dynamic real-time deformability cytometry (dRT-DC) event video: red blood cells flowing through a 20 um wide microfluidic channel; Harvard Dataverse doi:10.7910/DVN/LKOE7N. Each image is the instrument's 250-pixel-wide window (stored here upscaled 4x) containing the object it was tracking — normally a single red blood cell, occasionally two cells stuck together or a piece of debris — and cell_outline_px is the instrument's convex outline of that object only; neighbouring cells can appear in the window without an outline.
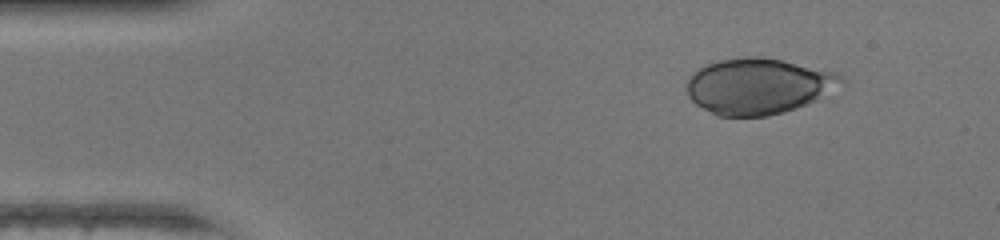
{"species": "human", "species_latin": "Homo sapiens", "temperature_condition": "warm", "stored_images_in_passage": 42, "camera_frame_rate_fps": 3000, "um_per_image_px": 0.085, "donor": {"sex": "female"}, "frame": {"image": 1, "passage_image": 1, "time_ms": 0.0, "image_size_px": [1000, 240], "cell_outline_px": [[844, 80], [816, 100], [808, 104], [784, 112], [768, 116], [716, 116], [696, 104], [688, 96], [684, 84], [692, 72], [708, 64], [720, 60], [748, 56], [756, 56], [780, 60], [836, 72], [844, 76]], "centroid_in_image_um": [64.39, 7.33], "position_along_channel_um": 20.6, "area_um2": 50.11}}
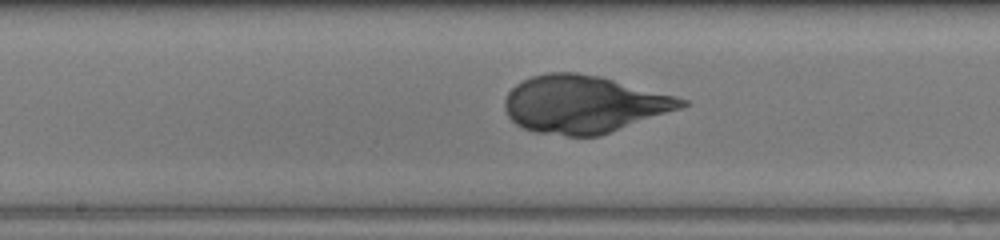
{"frame": {"image": 2, "passage_image": 19, "time_ms": 6.0, "image_size_px": [1000, 240], "cell_outline_px": [[688, 104], [680, 108], [600, 136], [568, 136], [536, 132], [524, 128], [516, 124], [508, 116], [504, 108], [504, 100], [508, 92], [516, 84], [532, 76], [548, 72], [576, 72], [600, 76], [676, 96], [688, 100]], "centroid_in_image_um": [49.6, 8.86], "position_along_channel_um": 198.6, "area_um2": 59.01}}
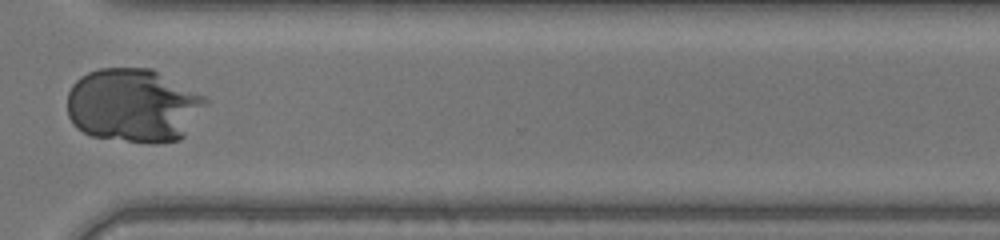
{"frame": {"image": 3, "passage_image": 30, "time_ms": 9.667, "image_size_px": [1000, 240], "cell_outline_px": [[212, 100], [184, 136], [180, 140], [156, 144], [148, 144], [92, 136], [76, 128], [72, 124], [68, 116], [68, 92], [72, 84], [80, 76], [88, 72], [100, 68], [152, 68]], "centroid_in_image_um": [11.37, 8.97], "position_along_channel_um": 359.2, "area_um2": 60.34}}